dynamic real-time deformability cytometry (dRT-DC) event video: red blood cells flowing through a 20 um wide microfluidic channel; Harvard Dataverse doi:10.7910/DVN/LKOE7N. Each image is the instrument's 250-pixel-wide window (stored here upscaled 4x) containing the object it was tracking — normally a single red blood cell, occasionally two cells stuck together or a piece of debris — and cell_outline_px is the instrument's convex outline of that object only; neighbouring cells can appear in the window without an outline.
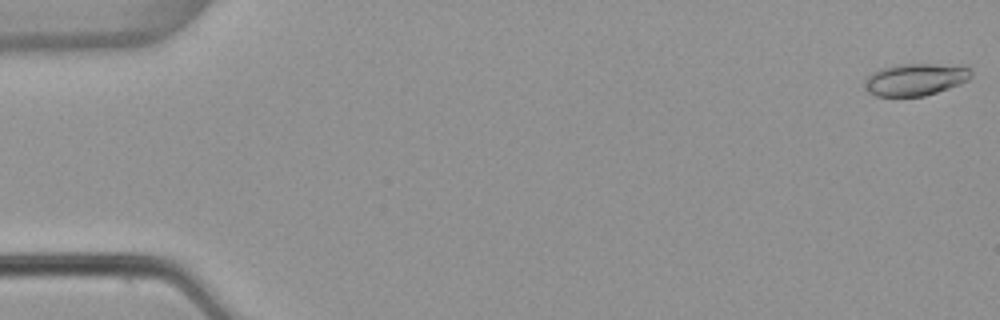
{"species": "common noctule bat (a hibernating species)", "species_latin": "Nyctalus noctula", "temperature_condition": "warm", "stored_images_in_passage": 53, "camera_frame_rate_fps": 3000, "um_per_image_px": 0.085, "animal": {"sex": "female", "body_mass_g": 22.7, "forearm_length_mm": 54.2}, "frame": {"image": 1, "passage_image": 1, "time_ms": 0.0, "image_size_px": [1000, 320], "cell_outline_px": [[972, 76], [968, 80], [960, 84], [924, 96], [876, 96], [868, 92], [864, 80], [872, 72], [880, 68], [896, 64], [964, 64], [972, 72]], "centroid_in_image_um": [77.84, 6.73], "position_along_channel_um": 7.2, "area_um2": 20.17}}
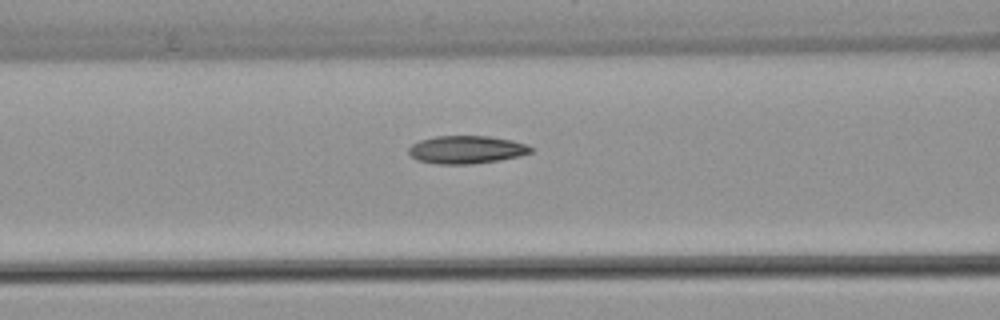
{"frame": {"image": 2, "passage_image": 22, "time_ms": 7.0, "image_size_px": [1000, 320], "cell_outline_px": [[536, 148], [532, 152], [520, 156], [500, 160], [472, 164], [436, 164], [416, 160], [408, 152], [408, 148], [412, 144], [420, 140], [436, 136], [488, 136], [512, 140], [528, 144]], "centroid_in_image_um": [39.68, 12.72], "position_along_channel_um": 126.9, "area_um2": 20.11}}
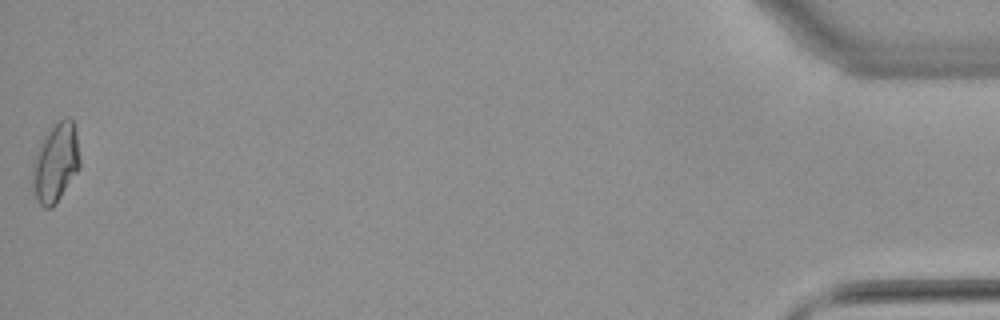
{"frame": {"image": 3, "passage_image": 53, "time_ms": 17.333, "image_size_px": [1000, 320], "cell_outline_px": [[80, 168], [56, 204], [52, 208], [44, 208], [40, 204], [36, 196], [32, 184], [32, 164], [40, 140], [48, 128], [56, 120], [68, 116], [72, 120], [76, 132], [80, 160]], "centroid_in_image_um": [4.72, 13.79], "position_along_channel_um": 430.5, "area_um2": 22.25}, "authors_computed_cell_mechanics": {"area_um2": 19.7098, "velocity_mm_per_s": 3.8857, "shape_relaxation_time_tau1_ms": null, "shape_relaxation_time_tau2_ms": 3.0089, "deformation_change_tau1": null, "deformation_change_tau2": 0.0977}}